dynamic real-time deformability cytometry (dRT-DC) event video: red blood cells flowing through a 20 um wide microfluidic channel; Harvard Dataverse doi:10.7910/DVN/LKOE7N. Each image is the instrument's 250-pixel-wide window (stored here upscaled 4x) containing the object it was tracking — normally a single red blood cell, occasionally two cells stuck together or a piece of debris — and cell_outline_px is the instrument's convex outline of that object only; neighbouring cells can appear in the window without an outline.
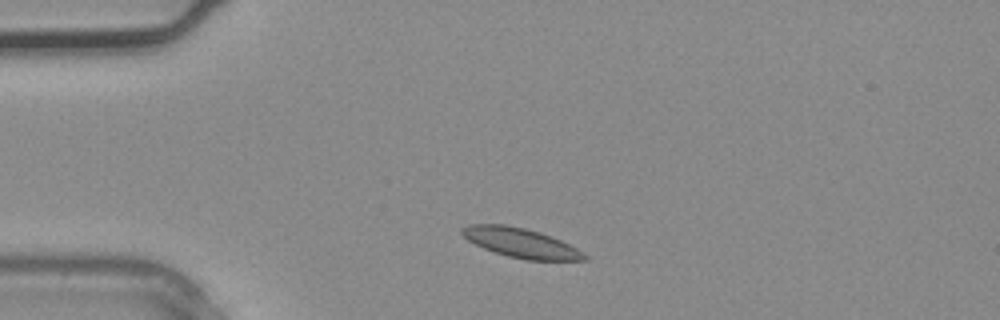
{"species": "common noctule bat (a hibernating species)", "species_latin": "Nyctalus noctula", "temperature_condition": "warm", "stored_images_in_passage": 2, "camera_frame_rate_fps": 3000, "um_per_image_px": 0.085, "animal": {"sex": "male", "body_mass_g": 20.4}, "frame": {"image": 1, "passage_image": 1, "time_ms": 0.0, "image_size_px": [1000, 320], "cell_outline_px": [[588, 260], [524, 260], [508, 256], [484, 248], [468, 240], [460, 232], [460, 228], [468, 224], [504, 224], [524, 228], [540, 232], [552, 236], [584, 252], [588, 256]], "centroid_in_image_um": [44.27, 20.64], "position_along_channel_um": 40.7, "area_um2": 20.98}}